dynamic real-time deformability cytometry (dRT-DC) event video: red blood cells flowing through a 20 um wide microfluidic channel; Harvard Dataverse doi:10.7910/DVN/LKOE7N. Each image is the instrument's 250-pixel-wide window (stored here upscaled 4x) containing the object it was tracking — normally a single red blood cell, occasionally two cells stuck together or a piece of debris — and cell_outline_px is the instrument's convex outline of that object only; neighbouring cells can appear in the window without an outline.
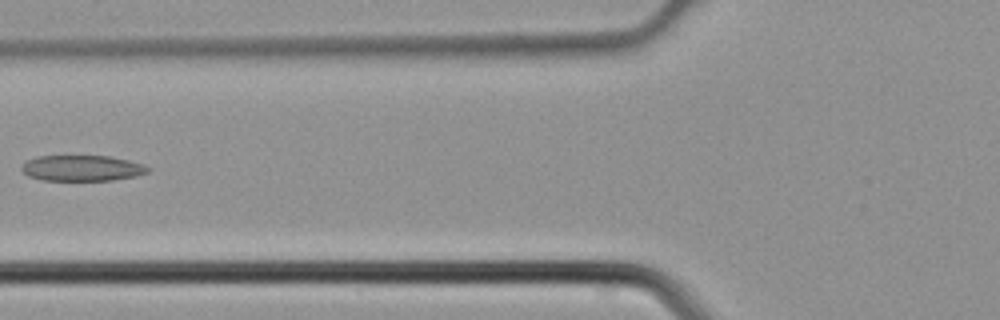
{"species": "common noctule bat (a hibernating species)", "species_latin": "Nyctalus noctula", "temperature_condition": "cold", "stored_images_in_passage": 4, "camera_frame_rate_fps": 3000, "um_per_image_px": 0.085, "animal": {"sex": "male", "body_mass_g": 21.5, "forearm_length_mm": 52.0}, "frame": {"image": 1, "passage_image": 4, "time_ms": 1.0, "image_size_px": [1000, 320], "cell_outline_px": [[152, 168], [148, 172], [136, 176], [112, 180], [40, 180], [28, 176], [20, 168], [20, 164], [36, 156], [108, 156], [128, 160], [144, 164]], "centroid_in_image_um": [6.96, 14.29], "position_along_channel_um": 118.8, "area_um2": 19.07}}